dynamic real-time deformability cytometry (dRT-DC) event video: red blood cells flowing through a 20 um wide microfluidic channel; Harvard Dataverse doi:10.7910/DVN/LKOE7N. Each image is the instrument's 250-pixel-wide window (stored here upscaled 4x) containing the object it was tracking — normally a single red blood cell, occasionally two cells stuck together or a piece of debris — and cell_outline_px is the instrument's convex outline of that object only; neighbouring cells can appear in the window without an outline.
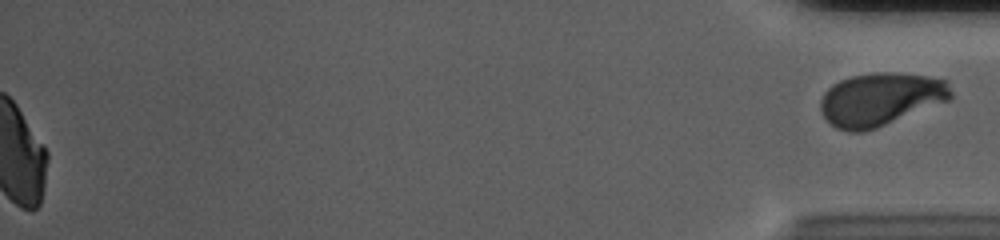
{"species": "human", "species_latin": "Homo sapiens", "temperature_condition": "cold", "stored_images_in_passage": 45, "segment_of_instrument_passage": [2, 2], "camera_frame_rate_fps": 3000, "um_per_image_px": 0.085, "donor": {"sex": "male"}, "frame": {"image": 1, "passage_image": 45, "time_ms": 14.667, "image_size_px": [1000, 240], "cell_outline_px": [[952, 100], [876, 128], [860, 132], [848, 132], [836, 128], [820, 112], [820, 100], [824, 92], [832, 84], [840, 80], [852, 76], [872, 72], [900, 72], [928, 76], [948, 80], [952, 92]], "centroid_in_image_um": [74.88, 8.42], "position_along_channel_um": 360.3, "area_um2": 40.86}}